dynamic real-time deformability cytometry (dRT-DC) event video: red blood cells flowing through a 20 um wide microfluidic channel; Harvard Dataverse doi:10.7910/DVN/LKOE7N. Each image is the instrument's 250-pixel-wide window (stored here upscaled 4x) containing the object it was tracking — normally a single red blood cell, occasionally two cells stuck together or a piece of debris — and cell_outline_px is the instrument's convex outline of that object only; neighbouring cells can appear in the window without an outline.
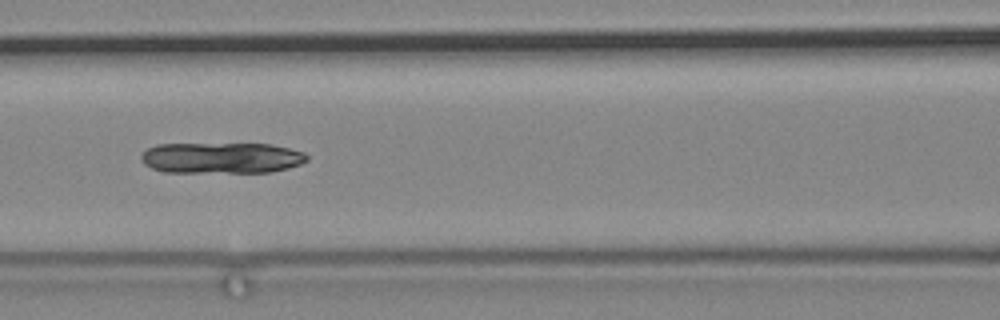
{"species": "common noctule bat (a hibernating species)", "species_latin": "Nyctalus noctula", "temperature_condition": "cold", "stored_images_in_passage": 67, "camera_frame_rate_fps": 3000, "um_per_image_px": 0.085, "animal": {"sex": "male", "body_mass_g": 19.2, "forearm_length_mm": 51.8}, "frame": {"image": 1, "passage_image": 31, "time_ms": 10.0, "image_size_px": [1000, 320], "cell_outline_px": [[308, 160], [300, 164], [288, 168], [268, 172], [164, 172], [152, 168], [144, 164], [140, 160], [140, 156], [148, 148], [156, 144], [272, 144], [304, 152], [308, 156]], "centroid_in_image_um": [18.81, 13.42], "position_along_channel_um": 147.8, "area_um2": 30.0}}
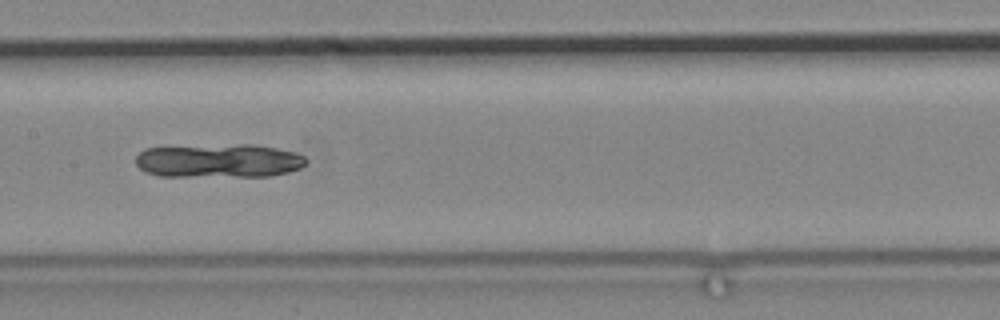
{"frame": {"image": 2, "passage_image": 35, "time_ms": 11.333, "image_size_px": [1000, 320], "cell_outline_px": [[308, 164], [300, 168], [288, 172], [272, 176], [160, 176], [144, 172], [136, 164], [136, 156], [144, 148], [240, 144], [256, 144], [296, 152], [304, 156], [308, 160]], "centroid_in_image_um": [18.64, 13.67], "position_along_channel_um": 188.8, "area_um2": 33.76}}